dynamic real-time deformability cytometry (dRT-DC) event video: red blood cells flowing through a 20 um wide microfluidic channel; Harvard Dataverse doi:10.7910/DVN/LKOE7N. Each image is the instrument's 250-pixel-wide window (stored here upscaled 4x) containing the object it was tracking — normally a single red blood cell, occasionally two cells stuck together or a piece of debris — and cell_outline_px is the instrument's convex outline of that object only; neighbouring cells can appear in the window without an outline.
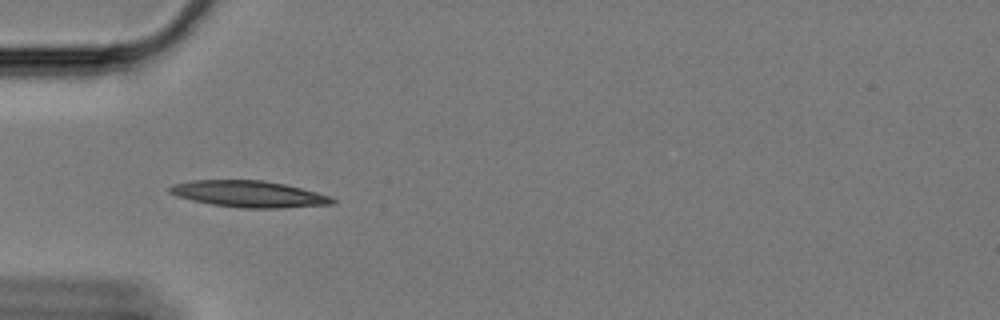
{"species": "Egyptian fruit bat (a non-hibernating species)", "species_latin": "Rousettus aegyptiacus", "temperature_condition": "cold", "stored_images_in_passage": 21, "camera_frame_rate_fps": 3000, "um_per_image_px": 0.085, "animal": {"sex": "female"}, "frame": {"image": 1, "passage_image": 3, "time_ms": 0.667, "image_size_px": [1000, 320], "cell_outline_px": [[336, 200], [332, 204], [280, 208], [240, 208], [212, 204], [192, 200], [168, 192], [168, 188], [176, 184], [192, 180], [264, 180], [284, 184], [332, 196]], "centroid_in_image_um": [21.19, 16.49], "position_along_channel_um": 63.8, "area_um2": 24.85}}
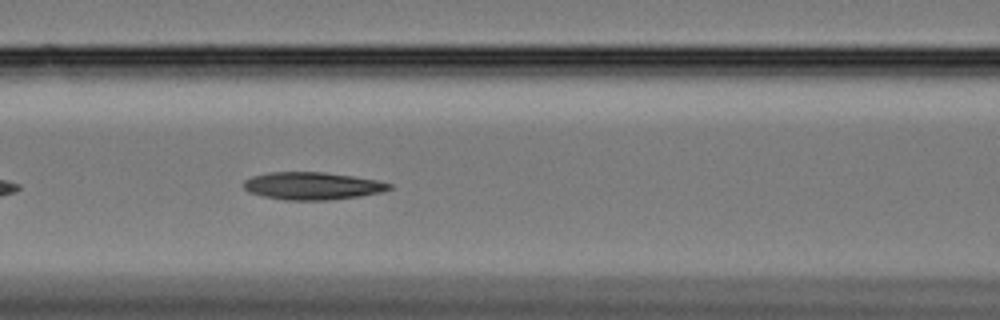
{"frame": {"image": 2, "passage_image": 10, "time_ms": 3.0, "image_size_px": [1000, 320], "cell_outline_px": [[392, 188], [380, 192], [360, 196], [328, 200], [284, 200], [264, 196], [248, 192], [244, 188], [244, 180], [252, 176], [268, 172], [324, 172], [352, 176], [376, 180], [392, 184]], "centroid_in_image_um": [26.52, 15.8], "position_along_channel_um": 140.1, "area_um2": 23.29}}
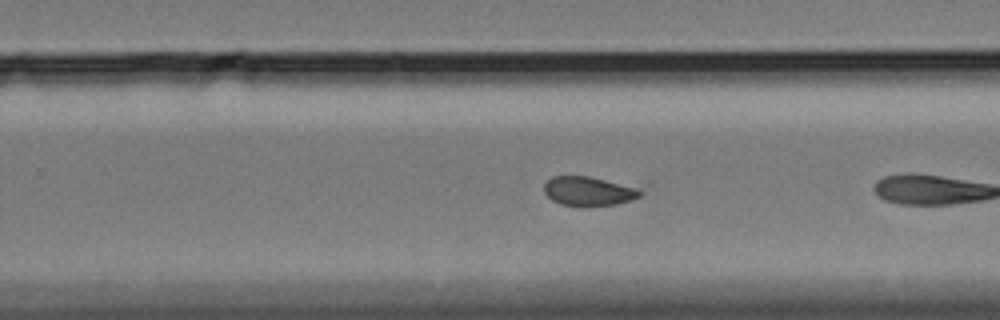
{"frame": {"image": 3, "passage_image": 20, "time_ms": 6.333, "image_size_px": [1000, 320], "cell_outline_px": [[652, 184], [640, 196], [632, 200], [616, 204], [588, 208], [560, 204], [552, 200], [544, 192], [544, 184], [552, 176], [588, 176]], "centroid_in_image_um": [50.33, 16.22], "position_along_channel_um": 279.5, "area_um2": 18.21}}